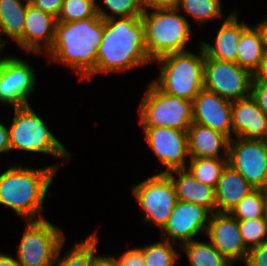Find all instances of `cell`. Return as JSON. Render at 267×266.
<instances>
[{
    "mask_svg": "<svg viewBox=\"0 0 267 266\" xmlns=\"http://www.w3.org/2000/svg\"><path fill=\"white\" fill-rule=\"evenodd\" d=\"M116 260L119 266H146L144 264L143 253L138 247L126 250Z\"/></svg>",
    "mask_w": 267,
    "mask_h": 266,
    "instance_id": "obj_35",
    "label": "cell"
},
{
    "mask_svg": "<svg viewBox=\"0 0 267 266\" xmlns=\"http://www.w3.org/2000/svg\"><path fill=\"white\" fill-rule=\"evenodd\" d=\"M252 80L253 74L236 62L205 56L204 89L233 102L251 95Z\"/></svg>",
    "mask_w": 267,
    "mask_h": 266,
    "instance_id": "obj_10",
    "label": "cell"
},
{
    "mask_svg": "<svg viewBox=\"0 0 267 266\" xmlns=\"http://www.w3.org/2000/svg\"><path fill=\"white\" fill-rule=\"evenodd\" d=\"M263 196L264 206L267 208V183L259 189Z\"/></svg>",
    "mask_w": 267,
    "mask_h": 266,
    "instance_id": "obj_44",
    "label": "cell"
},
{
    "mask_svg": "<svg viewBox=\"0 0 267 266\" xmlns=\"http://www.w3.org/2000/svg\"><path fill=\"white\" fill-rule=\"evenodd\" d=\"M10 142H9V129L8 126L0 122V153L10 152Z\"/></svg>",
    "mask_w": 267,
    "mask_h": 266,
    "instance_id": "obj_39",
    "label": "cell"
},
{
    "mask_svg": "<svg viewBox=\"0 0 267 266\" xmlns=\"http://www.w3.org/2000/svg\"><path fill=\"white\" fill-rule=\"evenodd\" d=\"M89 1L93 2L95 5L98 3L97 0H89ZM96 1H97V2H96Z\"/></svg>",
    "mask_w": 267,
    "mask_h": 266,
    "instance_id": "obj_47",
    "label": "cell"
},
{
    "mask_svg": "<svg viewBox=\"0 0 267 266\" xmlns=\"http://www.w3.org/2000/svg\"><path fill=\"white\" fill-rule=\"evenodd\" d=\"M3 48H5V46L0 42V53L3 50ZM2 57H0V61H1Z\"/></svg>",
    "mask_w": 267,
    "mask_h": 266,
    "instance_id": "obj_45",
    "label": "cell"
},
{
    "mask_svg": "<svg viewBox=\"0 0 267 266\" xmlns=\"http://www.w3.org/2000/svg\"><path fill=\"white\" fill-rule=\"evenodd\" d=\"M231 107V101L203 88L192 100L193 122L218 131L231 140L234 137Z\"/></svg>",
    "mask_w": 267,
    "mask_h": 266,
    "instance_id": "obj_16",
    "label": "cell"
},
{
    "mask_svg": "<svg viewBox=\"0 0 267 266\" xmlns=\"http://www.w3.org/2000/svg\"><path fill=\"white\" fill-rule=\"evenodd\" d=\"M205 236L233 264L245 262L248 249L240 233L238 220L230 213H212Z\"/></svg>",
    "mask_w": 267,
    "mask_h": 266,
    "instance_id": "obj_15",
    "label": "cell"
},
{
    "mask_svg": "<svg viewBox=\"0 0 267 266\" xmlns=\"http://www.w3.org/2000/svg\"><path fill=\"white\" fill-rule=\"evenodd\" d=\"M211 213L204 207L191 202L177 200L167 223L160 231L162 238L180 246L195 240L198 234H206Z\"/></svg>",
    "mask_w": 267,
    "mask_h": 266,
    "instance_id": "obj_14",
    "label": "cell"
},
{
    "mask_svg": "<svg viewBox=\"0 0 267 266\" xmlns=\"http://www.w3.org/2000/svg\"><path fill=\"white\" fill-rule=\"evenodd\" d=\"M96 5L89 0H63L58 22H72L93 17Z\"/></svg>",
    "mask_w": 267,
    "mask_h": 266,
    "instance_id": "obj_32",
    "label": "cell"
},
{
    "mask_svg": "<svg viewBox=\"0 0 267 266\" xmlns=\"http://www.w3.org/2000/svg\"><path fill=\"white\" fill-rule=\"evenodd\" d=\"M251 97L267 115V83L258 82L253 77L251 85Z\"/></svg>",
    "mask_w": 267,
    "mask_h": 266,
    "instance_id": "obj_36",
    "label": "cell"
},
{
    "mask_svg": "<svg viewBox=\"0 0 267 266\" xmlns=\"http://www.w3.org/2000/svg\"><path fill=\"white\" fill-rule=\"evenodd\" d=\"M60 163L44 168L11 164L0 174V205L12 209L23 221L45 218L41 213L44 200L50 196L49 188L63 164Z\"/></svg>",
    "mask_w": 267,
    "mask_h": 266,
    "instance_id": "obj_3",
    "label": "cell"
},
{
    "mask_svg": "<svg viewBox=\"0 0 267 266\" xmlns=\"http://www.w3.org/2000/svg\"><path fill=\"white\" fill-rule=\"evenodd\" d=\"M101 2L106 9L97 3L96 12L104 20L116 18V16L117 18L141 17L144 12L139 0H101ZM106 10H109V13Z\"/></svg>",
    "mask_w": 267,
    "mask_h": 266,
    "instance_id": "obj_30",
    "label": "cell"
},
{
    "mask_svg": "<svg viewBox=\"0 0 267 266\" xmlns=\"http://www.w3.org/2000/svg\"><path fill=\"white\" fill-rule=\"evenodd\" d=\"M187 255L190 266H233L228 258L223 256L210 241L192 240L180 246Z\"/></svg>",
    "mask_w": 267,
    "mask_h": 266,
    "instance_id": "obj_26",
    "label": "cell"
},
{
    "mask_svg": "<svg viewBox=\"0 0 267 266\" xmlns=\"http://www.w3.org/2000/svg\"><path fill=\"white\" fill-rule=\"evenodd\" d=\"M103 32L104 19L97 13L83 20L57 21L53 43L44 56L48 62L70 68L83 81L96 68Z\"/></svg>",
    "mask_w": 267,
    "mask_h": 266,
    "instance_id": "obj_2",
    "label": "cell"
},
{
    "mask_svg": "<svg viewBox=\"0 0 267 266\" xmlns=\"http://www.w3.org/2000/svg\"><path fill=\"white\" fill-rule=\"evenodd\" d=\"M245 266H267V240L248 250Z\"/></svg>",
    "mask_w": 267,
    "mask_h": 266,
    "instance_id": "obj_34",
    "label": "cell"
},
{
    "mask_svg": "<svg viewBox=\"0 0 267 266\" xmlns=\"http://www.w3.org/2000/svg\"><path fill=\"white\" fill-rule=\"evenodd\" d=\"M227 164L254 188L267 183V140L234 137L229 141Z\"/></svg>",
    "mask_w": 267,
    "mask_h": 266,
    "instance_id": "obj_12",
    "label": "cell"
},
{
    "mask_svg": "<svg viewBox=\"0 0 267 266\" xmlns=\"http://www.w3.org/2000/svg\"><path fill=\"white\" fill-rule=\"evenodd\" d=\"M175 8L200 25L223 16L221 0H177Z\"/></svg>",
    "mask_w": 267,
    "mask_h": 266,
    "instance_id": "obj_27",
    "label": "cell"
},
{
    "mask_svg": "<svg viewBox=\"0 0 267 266\" xmlns=\"http://www.w3.org/2000/svg\"><path fill=\"white\" fill-rule=\"evenodd\" d=\"M29 3V0H0V42L4 46L7 42L2 36H7L23 50V29Z\"/></svg>",
    "mask_w": 267,
    "mask_h": 266,
    "instance_id": "obj_23",
    "label": "cell"
},
{
    "mask_svg": "<svg viewBox=\"0 0 267 266\" xmlns=\"http://www.w3.org/2000/svg\"><path fill=\"white\" fill-rule=\"evenodd\" d=\"M257 26L260 28V30L262 32L264 46H265V50L267 52V17H266V19H263L259 23H257Z\"/></svg>",
    "mask_w": 267,
    "mask_h": 266,
    "instance_id": "obj_43",
    "label": "cell"
},
{
    "mask_svg": "<svg viewBox=\"0 0 267 266\" xmlns=\"http://www.w3.org/2000/svg\"><path fill=\"white\" fill-rule=\"evenodd\" d=\"M37 74L28 61L15 56H3L0 61V103L13 108L30 105Z\"/></svg>",
    "mask_w": 267,
    "mask_h": 266,
    "instance_id": "obj_11",
    "label": "cell"
},
{
    "mask_svg": "<svg viewBox=\"0 0 267 266\" xmlns=\"http://www.w3.org/2000/svg\"><path fill=\"white\" fill-rule=\"evenodd\" d=\"M198 48V54L187 50L154 60L160 64V71L151 82L164 93L192 101L204 88L205 55L200 45Z\"/></svg>",
    "mask_w": 267,
    "mask_h": 266,
    "instance_id": "obj_5",
    "label": "cell"
},
{
    "mask_svg": "<svg viewBox=\"0 0 267 266\" xmlns=\"http://www.w3.org/2000/svg\"><path fill=\"white\" fill-rule=\"evenodd\" d=\"M132 194L143 212L144 222L157 226L161 231L177 202L170 177L166 173L154 174L133 185Z\"/></svg>",
    "mask_w": 267,
    "mask_h": 266,
    "instance_id": "obj_9",
    "label": "cell"
},
{
    "mask_svg": "<svg viewBox=\"0 0 267 266\" xmlns=\"http://www.w3.org/2000/svg\"><path fill=\"white\" fill-rule=\"evenodd\" d=\"M253 189L237 170L226 164L215 188L216 212L229 213Z\"/></svg>",
    "mask_w": 267,
    "mask_h": 266,
    "instance_id": "obj_22",
    "label": "cell"
},
{
    "mask_svg": "<svg viewBox=\"0 0 267 266\" xmlns=\"http://www.w3.org/2000/svg\"><path fill=\"white\" fill-rule=\"evenodd\" d=\"M30 4L55 18L60 14L63 0H29Z\"/></svg>",
    "mask_w": 267,
    "mask_h": 266,
    "instance_id": "obj_37",
    "label": "cell"
},
{
    "mask_svg": "<svg viewBox=\"0 0 267 266\" xmlns=\"http://www.w3.org/2000/svg\"><path fill=\"white\" fill-rule=\"evenodd\" d=\"M265 219L267 221V208H265Z\"/></svg>",
    "mask_w": 267,
    "mask_h": 266,
    "instance_id": "obj_46",
    "label": "cell"
},
{
    "mask_svg": "<svg viewBox=\"0 0 267 266\" xmlns=\"http://www.w3.org/2000/svg\"><path fill=\"white\" fill-rule=\"evenodd\" d=\"M144 10L153 8H172L176 6L177 0H139Z\"/></svg>",
    "mask_w": 267,
    "mask_h": 266,
    "instance_id": "obj_38",
    "label": "cell"
},
{
    "mask_svg": "<svg viewBox=\"0 0 267 266\" xmlns=\"http://www.w3.org/2000/svg\"><path fill=\"white\" fill-rule=\"evenodd\" d=\"M13 111L14 116L8 127L11 151L40 153L70 160L71 153L54 136L47 123L33 110L31 105L13 108Z\"/></svg>",
    "mask_w": 267,
    "mask_h": 266,
    "instance_id": "obj_6",
    "label": "cell"
},
{
    "mask_svg": "<svg viewBox=\"0 0 267 266\" xmlns=\"http://www.w3.org/2000/svg\"><path fill=\"white\" fill-rule=\"evenodd\" d=\"M266 54L263 36L257 24L248 25L241 33L236 63L254 74Z\"/></svg>",
    "mask_w": 267,
    "mask_h": 266,
    "instance_id": "obj_24",
    "label": "cell"
},
{
    "mask_svg": "<svg viewBox=\"0 0 267 266\" xmlns=\"http://www.w3.org/2000/svg\"><path fill=\"white\" fill-rule=\"evenodd\" d=\"M57 18L28 4L23 29V51L44 55L54 40Z\"/></svg>",
    "mask_w": 267,
    "mask_h": 266,
    "instance_id": "obj_17",
    "label": "cell"
},
{
    "mask_svg": "<svg viewBox=\"0 0 267 266\" xmlns=\"http://www.w3.org/2000/svg\"><path fill=\"white\" fill-rule=\"evenodd\" d=\"M187 170L201 183L216 188L227 158H189Z\"/></svg>",
    "mask_w": 267,
    "mask_h": 266,
    "instance_id": "obj_28",
    "label": "cell"
},
{
    "mask_svg": "<svg viewBox=\"0 0 267 266\" xmlns=\"http://www.w3.org/2000/svg\"><path fill=\"white\" fill-rule=\"evenodd\" d=\"M98 242L99 237L94 231L89 234L85 240L83 239V241L81 240L79 243H76L70 250H67V252L65 251L63 256H60L62 253L61 250L65 245L64 241L58 248L52 266H92L97 254Z\"/></svg>",
    "mask_w": 267,
    "mask_h": 266,
    "instance_id": "obj_25",
    "label": "cell"
},
{
    "mask_svg": "<svg viewBox=\"0 0 267 266\" xmlns=\"http://www.w3.org/2000/svg\"><path fill=\"white\" fill-rule=\"evenodd\" d=\"M152 63L146 52L141 17L111 18L104 20L96 68L86 81L100 73H122Z\"/></svg>",
    "mask_w": 267,
    "mask_h": 266,
    "instance_id": "obj_1",
    "label": "cell"
},
{
    "mask_svg": "<svg viewBox=\"0 0 267 266\" xmlns=\"http://www.w3.org/2000/svg\"><path fill=\"white\" fill-rule=\"evenodd\" d=\"M166 174L175 187L177 200L202 206L211 214L216 212L215 188L198 181L186 168Z\"/></svg>",
    "mask_w": 267,
    "mask_h": 266,
    "instance_id": "obj_21",
    "label": "cell"
},
{
    "mask_svg": "<svg viewBox=\"0 0 267 266\" xmlns=\"http://www.w3.org/2000/svg\"><path fill=\"white\" fill-rule=\"evenodd\" d=\"M92 266H119V263L116 260V257L107 255H97L94 258Z\"/></svg>",
    "mask_w": 267,
    "mask_h": 266,
    "instance_id": "obj_40",
    "label": "cell"
},
{
    "mask_svg": "<svg viewBox=\"0 0 267 266\" xmlns=\"http://www.w3.org/2000/svg\"><path fill=\"white\" fill-rule=\"evenodd\" d=\"M229 213L237 220L265 218V206L261 191L253 189Z\"/></svg>",
    "mask_w": 267,
    "mask_h": 266,
    "instance_id": "obj_31",
    "label": "cell"
},
{
    "mask_svg": "<svg viewBox=\"0 0 267 266\" xmlns=\"http://www.w3.org/2000/svg\"><path fill=\"white\" fill-rule=\"evenodd\" d=\"M258 82L267 83V52L262 60L258 70L253 74Z\"/></svg>",
    "mask_w": 267,
    "mask_h": 266,
    "instance_id": "obj_41",
    "label": "cell"
},
{
    "mask_svg": "<svg viewBox=\"0 0 267 266\" xmlns=\"http://www.w3.org/2000/svg\"><path fill=\"white\" fill-rule=\"evenodd\" d=\"M238 224L248 250L267 240V221L265 218L238 220Z\"/></svg>",
    "mask_w": 267,
    "mask_h": 266,
    "instance_id": "obj_33",
    "label": "cell"
},
{
    "mask_svg": "<svg viewBox=\"0 0 267 266\" xmlns=\"http://www.w3.org/2000/svg\"><path fill=\"white\" fill-rule=\"evenodd\" d=\"M231 117L235 137L267 140V115L251 95L232 102Z\"/></svg>",
    "mask_w": 267,
    "mask_h": 266,
    "instance_id": "obj_18",
    "label": "cell"
},
{
    "mask_svg": "<svg viewBox=\"0 0 267 266\" xmlns=\"http://www.w3.org/2000/svg\"><path fill=\"white\" fill-rule=\"evenodd\" d=\"M0 266H21L16 258L9 256L8 254L6 255V253H2L0 251Z\"/></svg>",
    "mask_w": 267,
    "mask_h": 266,
    "instance_id": "obj_42",
    "label": "cell"
},
{
    "mask_svg": "<svg viewBox=\"0 0 267 266\" xmlns=\"http://www.w3.org/2000/svg\"><path fill=\"white\" fill-rule=\"evenodd\" d=\"M173 244L161 239L138 248L143 253L146 266H175L181 254L175 250Z\"/></svg>",
    "mask_w": 267,
    "mask_h": 266,
    "instance_id": "obj_29",
    "label": "cell"
},
{
    "mask_svg": "<svg viewBox=\"0 0 267 266\" xmlns=\"http://www.w3.org/2000/svg\"><path fill=\"white\" fill-rule=\"evenodd\" d=\"M146 143L166 168L159 173L187 168L189 156L187 131L166 126L141 127Z\"/></svg>",
    "mask_w": 267,
    "mask_h": 266,
    "instance_id": "obj_13",
    "label": "cell"
},
{
    "mask_svg": "<svg viewBox=\"0 0 267 266\" xmlns=\"http://www.w3.org/2000/svg\"><path fill=\"white\" fill-rule=\"evenodd\" d=\"M141 127L166 126L187 131L193 122L192 101L164 93L152 82L138 105Z\"/></svg>",
    "mask_w": 267,
    "mask_h": 266,
    "instance_id": "obj_7",
    "label": "cell"
},
{
    "mask_svg": "<svg viewBox=\"0 0 267 266\" xmlns=\"http://www.w3.org/2000/svg\"><path fill=\"white\" fill-rule=\"evenodd\" d=\"M24 222L17 262L21 266H52L59 246L66 241L62 229L46 218Z\"/></svg>",
    "mask_w": 267,
    "mask_h": 266,
    "instance_id": "obj_8",
    "label": "cell"
},
{
    "mask_svg": "<svg viewBox=\"0 0 267 266\" xmlns=\"http://www.w3.org/2000/svg\"><path fill=\"white\" fill-rule=\"evenodd\" d=\"M190 158H227L230 139L207 126L192 122L187 130Z\"/></svg>",
    "mask_w": 267,
    "mask_h": 266,
    "instance_id": "obj_20",
    "label": "cell"
},
{
    "mask_svg": "<svg viewBox=\"0 0 267 266\" xmlns=\"http://www.w3.org/2000/svg\"><path fill=\"white\" fill-rule=\"evenodd\" d=\"M237 15L238 12L234 9L224 18L214 39V45L202 40L199 41L198 44L202 47L207 58L236 62L239 38L242 31L248 26L246 22H240Z\"/></svg>",
    "mask_w": 267,
    "mask_h": 266,
    "instance_id": "obj_19",
    "label": "cell"
},
{
    "mask_svg": "<svg viewBox=\"0 0 267 266\" xmlns=\"http://www.w3.org/2000/svg\"><path fill=\"white\" fill-rule=\"evenodd\" d=\"M141 19L146 52L152 62L170 53L189 50L186 46L192 29L189 21L175 7L146 9Z\"/></svg>",
    "mask_w": 267,
    "mask_h": 266,
    "instance_id": "obj_4",
    "label": "cell"
}]
</instances>
